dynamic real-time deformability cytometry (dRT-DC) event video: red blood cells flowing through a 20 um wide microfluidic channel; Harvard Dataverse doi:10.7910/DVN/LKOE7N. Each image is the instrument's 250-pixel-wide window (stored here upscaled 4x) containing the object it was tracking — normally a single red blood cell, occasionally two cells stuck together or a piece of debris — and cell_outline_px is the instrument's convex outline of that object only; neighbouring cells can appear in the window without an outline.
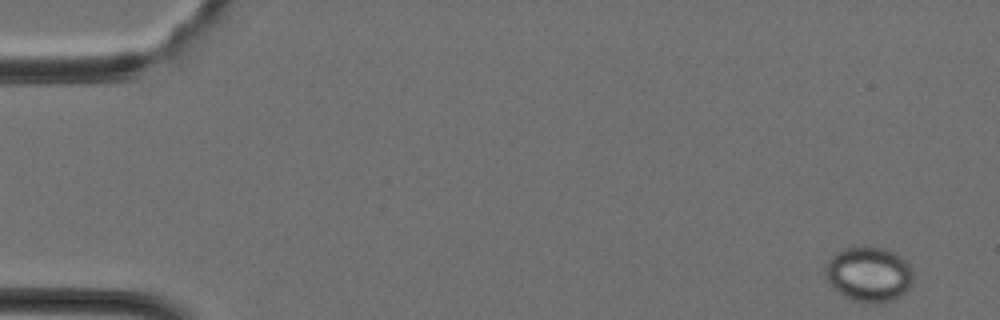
{"species": "Egyptian fruit bat (a non-hibernating species)", "species_latin": "Rousettus aegyptiacus", "temperature_condition": "cold", "stored_images_in_passage": 39, "camera_frame_rate_fps": 3000, "um_per_image_px": 0.085, "animal": {"sex": "female"}, "frame": {"image": 1, "passage_image": 1, "time_ms": 0.0, "image_size_px": [1000, 320], "cell_outline_px": [[912, 284], [904, 292], [892, 300], [872, 304], [856, 300], [844, 296], [832, 288], [828, 280], [824, 268], [828, 260], [836, 252], [852, 244], [872, 244], [888, 248], [896, 252], [912, 268]], "centroid_in_image_um": [73.84, 23.23], "position_along_channel_um": 11.2, "area_um2": 28.84}}
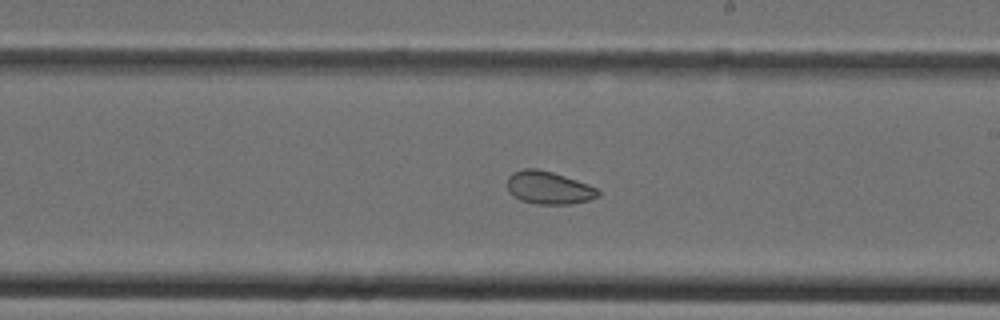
{"frame": {"image": 2, "passage_image": 22, "time_ms": 7.0, "image_size_px": [1000, 320], "cell_outline_px": [[600, 196], [588, 200], [572, 204], [536, 204], [520, 200], [512, 196], [508, 192], [508, 176], [512, 172], [524, 168], [536, 168], [552, 172], [588, 184], [596, 188], [600, 192]], "centroid_in_image_um": [46.61, 15.96], "position_along_channel_um": 242.4, "area_um2": 17.46}}
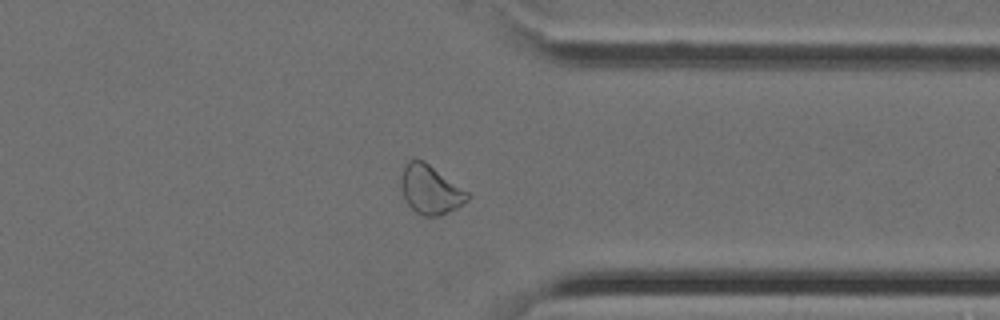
{"frame": {"image": 3, "passage_image": 30, "time_ms": 9.667, "image_size_px": [1000, 320], "cell_outline_px": [[472, 196], [468, 200], [456, 208], [440, 216], [424, 216], [416, 212], [404, 200], [400, 188], [400, 180], [404, 168], [408, 160], [424, 160], [468, 192]], "centroid_in_image_um": [36.57, 16.13], "position_along_channel_um": 374.8, "area_um2": 18.9}}